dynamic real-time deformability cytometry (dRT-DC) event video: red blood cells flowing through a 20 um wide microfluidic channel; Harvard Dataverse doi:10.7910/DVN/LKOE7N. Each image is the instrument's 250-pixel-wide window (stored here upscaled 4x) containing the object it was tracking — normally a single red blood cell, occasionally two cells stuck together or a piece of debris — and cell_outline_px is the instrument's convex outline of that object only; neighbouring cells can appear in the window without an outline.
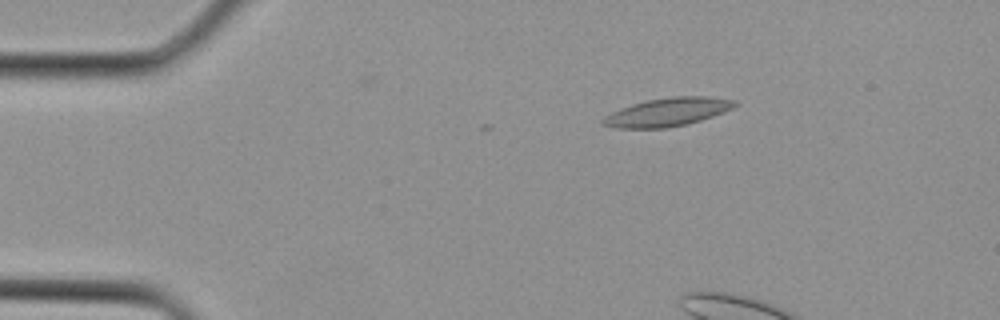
{"species": "Egyptian fruit bat (a non-hibernating species)", "species_latin": "Rousettus aegyptiacus", "temperature_condition": "cold", "stored_images_in_passage": 3, "camera_frame_rate_fps": 3000, "um_per_image_px": 0.085, "animal": {"sex": "female"}, "frame": {"image": 1, "passage_image": 1, "time_ms": 0.0, "image_size_px": [1000, 320], "cell_outline_px": [[740, 104], [724, 112], [700, 120], [684, 124], [664, 128], [616, 128], [600, 124], [600, 120], [604, 116], [612, 112], [632, 104], [648, 100], [672, 96], [708, 96], [736, 100]], "centroid_in_image_um": [56.74, 9.52], "position_along_channel_um": 28.3, "area_um2": 21.73}}